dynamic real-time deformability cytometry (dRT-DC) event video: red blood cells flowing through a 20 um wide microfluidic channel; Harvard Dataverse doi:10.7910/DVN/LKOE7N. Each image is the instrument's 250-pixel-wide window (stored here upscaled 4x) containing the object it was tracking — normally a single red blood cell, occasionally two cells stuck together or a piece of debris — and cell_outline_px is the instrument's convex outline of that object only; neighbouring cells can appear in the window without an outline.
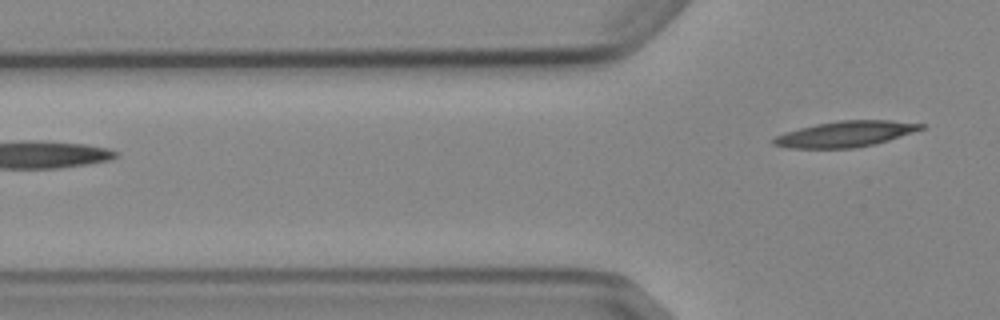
{"species": "Egyptian fruit bat (a non-hibernating species)", "species_latin": "Rousettus aegyptiacus", "temperature_condition": "cold", "stored_images_in_passage": 5, "camera_frame_rate_fps": 3000, "um_per_image_px": 0.085, "animal": {"sex": "female"}, "frame": {"image": 1, "passage_image": 5, "time_ms": 4.667, "image_size_px": [1000, 320], "cell_outline_px": [[928, 124], [924, 128], [876, 144], [856, 148], [788, 148], [772, 144], [768, 140], [784, 132], [816, 124], [840, 120], [892, 120]], "centroid_in_image_um": [71.84, 11.39], "position_along_channel_um": 54.0, "area_um2": 22.31}}